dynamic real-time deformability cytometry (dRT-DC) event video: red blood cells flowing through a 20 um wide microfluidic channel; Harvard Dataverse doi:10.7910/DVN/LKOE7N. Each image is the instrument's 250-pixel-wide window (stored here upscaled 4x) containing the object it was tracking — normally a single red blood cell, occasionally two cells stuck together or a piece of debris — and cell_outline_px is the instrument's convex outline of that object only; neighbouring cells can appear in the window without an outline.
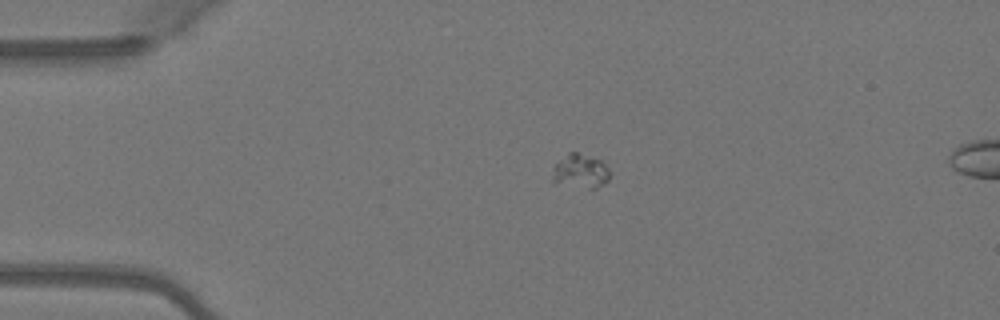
{"species": "Egyptian fruit bat (a non-hibernating species)", "species_latin": "Rousettus aegyptiacus", "temperature_condition": "warm", "stored_images_in_passage": 41, "segment_of_instrument_passage": [1, 2], "camera_frame_rate_fps": 3000, "um_per_image_px": 0.085, "animal": {"sex": "female"}, "frame": {"image": 1, "passage_image": 1, "time_ms": 0.0, "image_size_px": [1000, 320], "cell_outline_px": [[608, 180], [604, 184], [596, 188], [592, 188], [556, 180], [552, 176], [556, 164], [568, 152], [576, 152], [604, 160], [608, 168]], "centroid_in_image_um": [49.43, 14.48], "position_along_channel_um": 35.6, "area_um2": 10.75}}
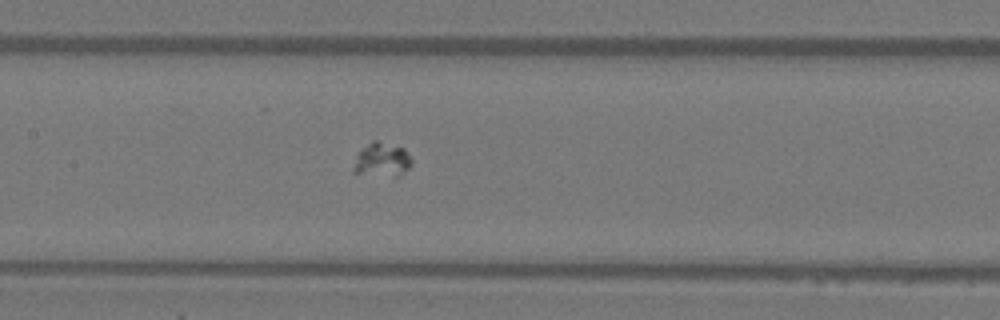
{"frame": {"image": 2, "passage_image": 14, "time_ms": 4.333, "image_size_px": [1000, 320], "cell_outline_px": [[412, 164], [404, 172], [396, 176], [352, 172], [352, 168], [356, 156], [372, 140], [376, 140], [404, 148], [412, 160]], "centroid_in_image_um": [32.47, 13.57], "position_along_channel_um": 174.9, "area_um2": 11.21}}
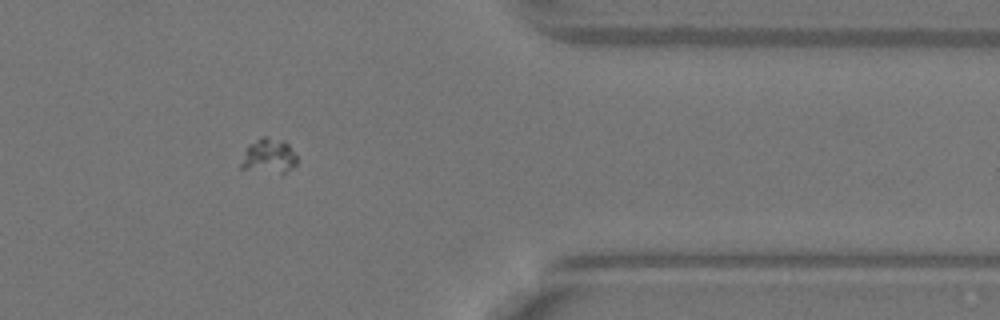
{"frame": {"image": 3, "passage_image": 31, "time_ms": 10.0, "image_size_px": [1000, 320], "cell_outline_px": [[296, 164], [292, 168], [284, 172], [280, 172], [240, 168], [240, 164], [244, 148], [248, 144], [260, 136], [264, 136], [284, 140], [288, 144], [296, 156]], "centroid_in_image_um": [22.8, 13.21], "position_along_channel_um": 388.6, "area_um2": 11.21}}